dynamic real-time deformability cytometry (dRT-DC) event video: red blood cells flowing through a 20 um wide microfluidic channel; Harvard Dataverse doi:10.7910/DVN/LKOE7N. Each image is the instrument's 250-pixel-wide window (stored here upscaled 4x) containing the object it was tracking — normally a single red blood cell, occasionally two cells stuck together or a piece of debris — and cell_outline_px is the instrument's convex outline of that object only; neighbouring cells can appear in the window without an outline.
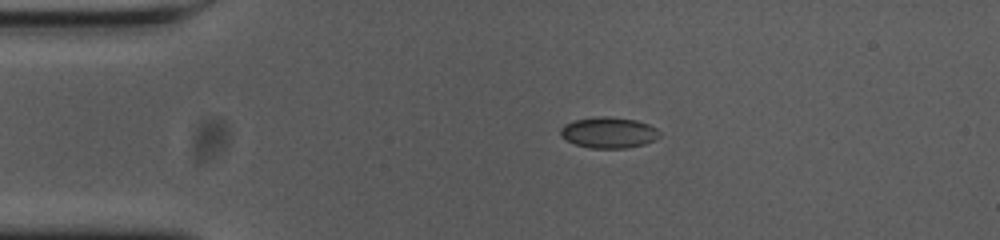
{"species": "common noctule bat (a hibernating species)", "species_latin": "Nyctalus noctula", "temperature_condition": "cold", "stored_images_in_passage": 45, "camera_frame_rate_fps": 3000, "um_per_image_px": 0.085, "animal": {"sex": "female", "body_mass_g": 23.0, "forearm_length_mm": 53.4}, "frame": {"image": 1, "passage_image": 1, "time_ms": 0.0, "image_size_px": [1000, 240], "cell_outline_px": [[660, 136], [656, 140], [644, 144], [628, 148], [592, 148], [576, 144], [560, 136], [560, 128], [564, 124], [576, 120], [596, 116], [608, 116], [636, 120], [648, 124], [656, 128], [660, 132]], "centroid_in_image_um": [51.76, 11.26], "position_along_channel_um": 33.2, "area_um2": 17.92}}
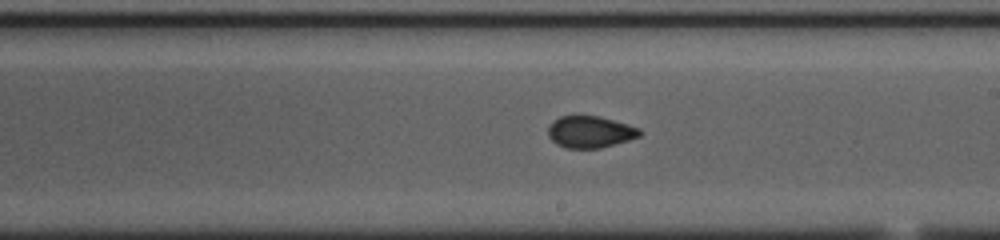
{"frame": {"image": 2, "passage_image": 21, "time_ms": 6.667, "image_size_px": [1000, 240], "cell_outline_px": [[644, 132], [640, 136], [628, 140], [600, 148], [568, 148], [556, 144], [548, 136], [548, 128], [552, 120], [560, 116], [600, 116], [628, 124], [640, 128]], "centroid_in_image_um": [50.17, 11.2], "position_along_channel_um": 238.8, "area_um2": 17.05}}
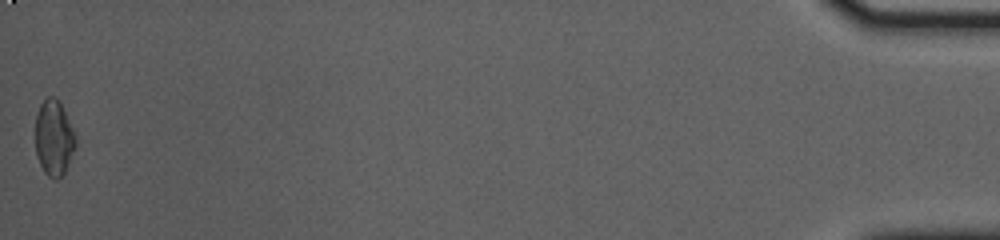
{"frame": {"image": 3, "passage_image": 45, "time_ms": 14.667, "image_size_px": [1000, 240], "cell_outline_px": [[76, 144], [64, 172], [56, 180], [48, 176], [44, 172], [36, 156], [36, 116], [40, 104], [48, 96], [52, 96], [60, 104], [76, 136]], "centroid_in_image_um": [4.56, 11.74], "position_along_channel_um": 430.6, "area_um2": 17.28}, "authors_computed_cell_mechanics": {"area_um2": 17.4556, "velocity_mm_per_s": 3.6775, "shape_relaxation_time_tau1_ms": null, "shape_relaxation_time_tau2_ms": 1.6975, "deformation_change_tau1": null, "deformation_change_tau2": 0.0339}}